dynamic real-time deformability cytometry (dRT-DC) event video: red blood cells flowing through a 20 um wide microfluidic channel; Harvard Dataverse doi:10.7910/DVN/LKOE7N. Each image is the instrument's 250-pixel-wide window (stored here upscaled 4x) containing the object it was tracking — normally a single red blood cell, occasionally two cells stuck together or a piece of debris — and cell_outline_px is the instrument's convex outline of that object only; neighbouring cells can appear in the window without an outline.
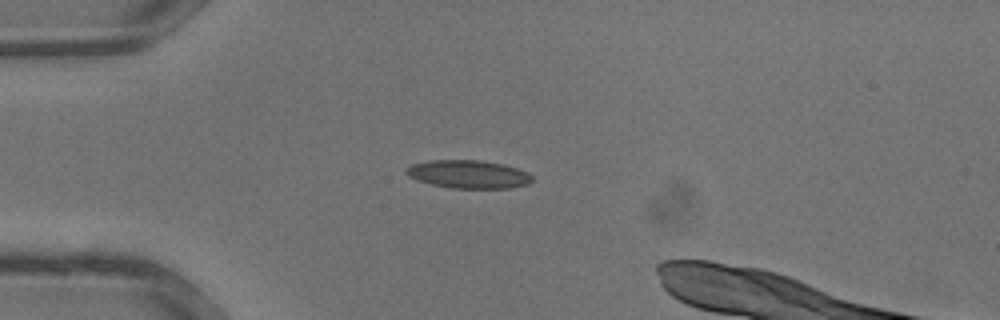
{"species": "common noctule bat (a hibernating species)", "species_latin": "Nyctalus noctula", "temperature_condition": "warm", "stored_images_in_passage": 32, "camera_frame_rate_fps": 3000, "um_per_image_px": 0.085, "animal": {"sex": "male", "body_mass_g": 13.3}, "frame": {"image": 1, "passage_image": 9, "time_ms": 2.667, "image_size_px": [1000, 320], "cell_outline_px": [[532, 180], [528, 184], [508, 188], [452, 188], [432, 184], [416, 180], [408, 176], [404, 172], [412, 164], [428, 160], [480, 160], [500, 164], [516, 168], [528, 172], [532, 176]], "centroid_in_image_um": [39.79, 14.81], "position_along_channel_um": 45.2, "area_um2": 20.52}}
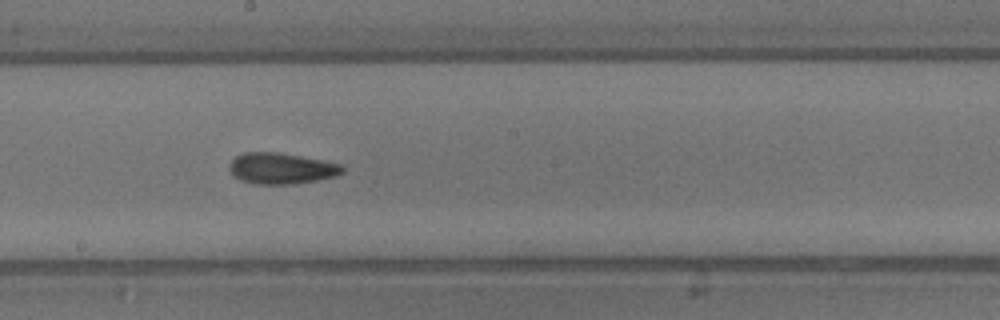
{"frame": {"image": 2, "passage_image": 19, "time_ms": 6.0, "image_size_px": [1000, 320], "cell_outline_px": [[344, 172], [336, 176], [316, 180], [292, 184], [256, 184], [240, 180], [232, 176], [228, 168], [228, 164], [236, 156], [244, 152], [276, 152], [300, 156], [340, 164], [344, 168]], "centroid_in_image_um": [23.86, 14.32], "position_along_channel_um": 224.3, "area_um2": 20.46}}
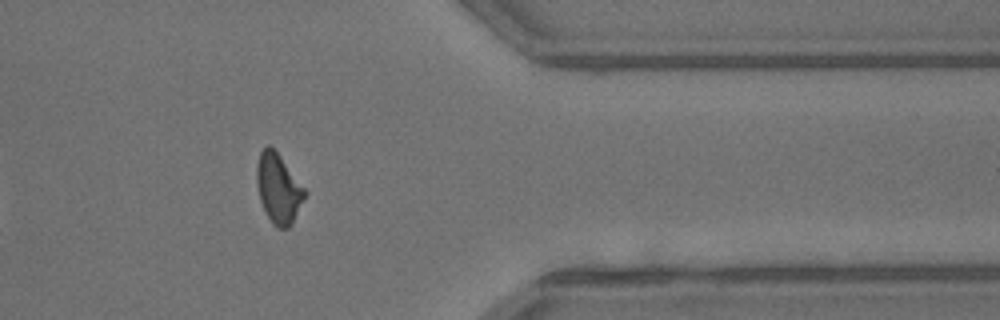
{"frame": {"image": 3, "passage_image": 28, "time_ms": 9.0, "image_size_px": [1000, 320], "cell_outline_px": [[308, 192], [292, 224], [288, 228], [276, 228], [272, 224], [260, 200], [256, 184], [256, 164], [260, 152], [268, 144], [280, 156]], "centroid_in_image_um": [23.67, 16.04], "position_along_channel_um": 387.7, "area_um2": 19.48}}